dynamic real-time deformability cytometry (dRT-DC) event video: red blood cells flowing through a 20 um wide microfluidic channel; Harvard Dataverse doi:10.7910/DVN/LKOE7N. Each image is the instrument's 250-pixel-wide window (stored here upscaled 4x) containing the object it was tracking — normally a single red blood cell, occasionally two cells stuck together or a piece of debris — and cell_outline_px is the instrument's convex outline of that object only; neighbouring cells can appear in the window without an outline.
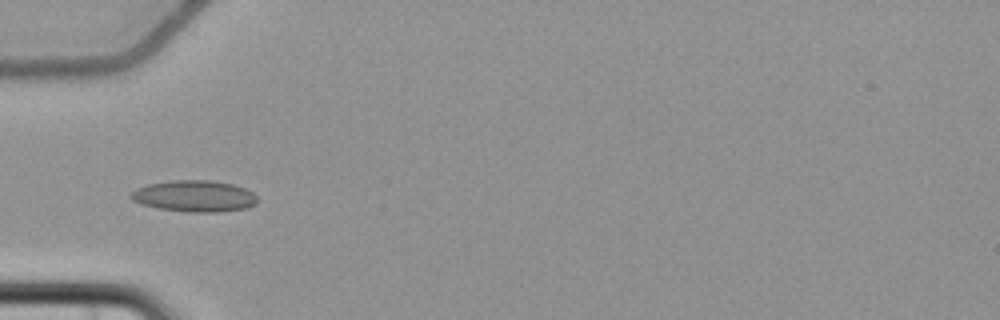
{"species": "common noctule bat (a hibernating species)", "species_latin": "Nyctalus noctula", "temperature_condition": "cold", "stored_images_in_passage": 5, "camera_frame_rate_fps": 3000, "um_per_image_px": 0.085, "animal": {"sex": "female", "body_mass_g": 22.7, "forearm_length_mm": 54.2}, "frame": {"image": 1, "passage_image": 4, "time_ms": 4.667, "image_size_px": [1000, 320], "cell_outline_px": [[256, 204], [244, 208], [220, 212], [188, 212], [160, 208], [140, 204], [132, 200], [132, 192], [136, 188], [148, 184], [172, 180], [208, 180], [232, 184], [244, 188], [252, 192], [256, 196]], "centroid_in_image_um": [16.52, 16.67], "position_along_channel_um": 68.5, "area_um2": 22.95}}
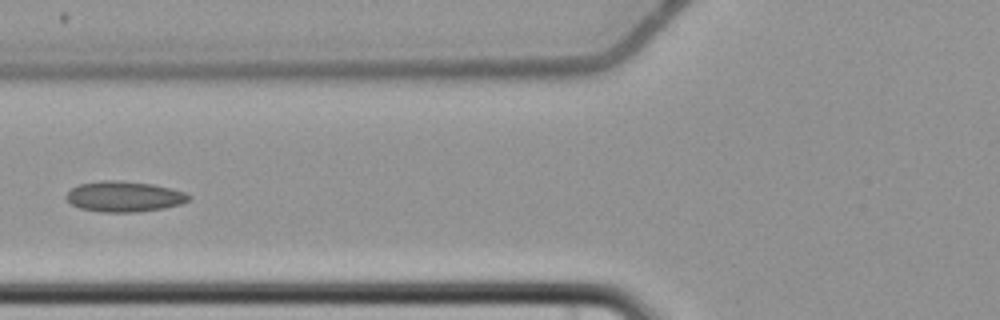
{"frame": {"image": 2, "passage_image": 5, "time_ms": 6.0, "image_size_px": [1000, 320], "cell_outline_px": [[192, 200], [180, 204], [164, 208], [136, 212], [100, 212], [80, 208], [72, 204], [64, 196], [72, 188], [80, 184], [100, 180], [120, 180], [152, 184], [172, 188], [188, 192], [192, 196]], "centroid_in_image_um": [10.61, 16.7], "position_along_channel_um": 115.2, "area_um2": 22.08}}